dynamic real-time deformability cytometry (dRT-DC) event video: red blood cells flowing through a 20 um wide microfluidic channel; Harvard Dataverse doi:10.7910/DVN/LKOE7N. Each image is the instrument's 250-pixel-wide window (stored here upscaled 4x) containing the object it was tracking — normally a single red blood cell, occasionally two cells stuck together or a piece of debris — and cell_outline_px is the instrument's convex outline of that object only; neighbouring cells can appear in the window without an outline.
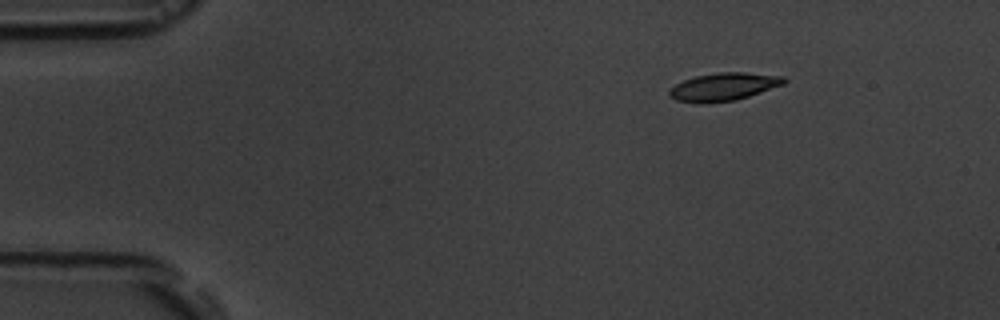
{"species": "common noctule bat (a hibernating species)", "species_latin": "Nyctalus noctula", "temperature_condition": "room temperature", "stored_images_in_passage": 4, "camera_frame_rate_fps": 3000, "um_per_image_px": 0.085, "animal": {"sex": "male", "body_mass_g": 19.5, "forearm_length_mm": 54.6}, "frame": {"image": 1, "passage_image": 1, "time_ms": 0.0, "image_size_px": [1000, 320], "cell_outline_px": [[788, 80], [784, 84], [736, 100], [704, 104], [696, 104], [676, 100], [668, 96], [668, 92], [676, 84], [684, 80], [696, 76], [720, 72], [744, 72], [784, 76]], "centroid_in_image_um": [61.5, 7.39], "position_along_channel_um": 23.5, "area_um2": 18.73}}
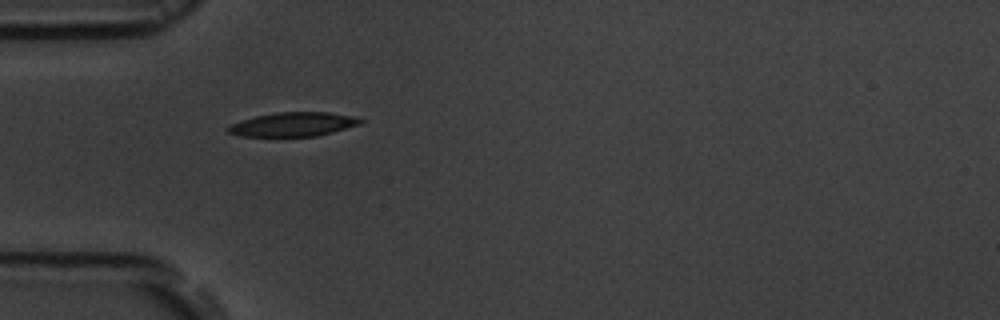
{"frame": {"image": 2, "passage_image": 3, "time_ms": 3.0, "image_size_px": [1000, 320], "cell_outline_px": [[364, 120], [360, 124], [332, 132], [316, 136], [244, 136], [228, 132], [228, 128], [232, 124], [240, 120], [256, 116], [276, 112], [328, 112], [360, 116]], "centroid_in_image_um": [25.0, 10.55], "position_along_channel_um": 60.0, "area_um2": 18.5}}
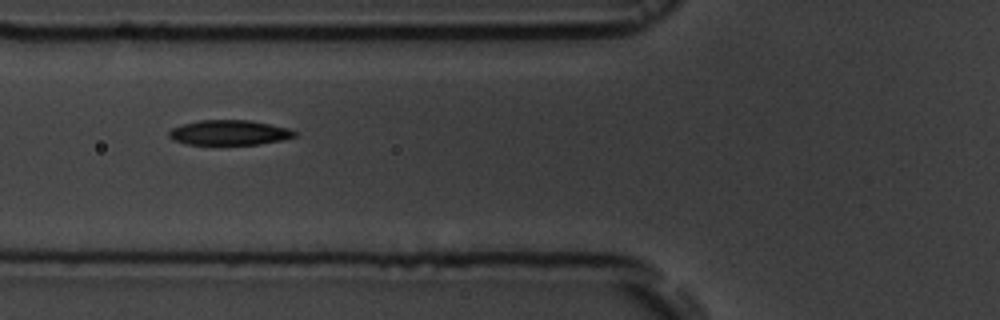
{"frame": {"image": 3, "passage_image": 4, "time_ms": 4.333, "image_size_px": [1000, 320], "cell_outline_px": [[296, 136], [284, 140], [260, 144], [184, 144], [172, 140], [168, 136], [168, 132], [172, 128], [184, 124], [200, 120], [248, 120], [288, 128], [296, 132]], "centroid_in_image_um": [19.47, 11.28], "position_along_channel_um": 106.3, "area_um2": 18.21}}